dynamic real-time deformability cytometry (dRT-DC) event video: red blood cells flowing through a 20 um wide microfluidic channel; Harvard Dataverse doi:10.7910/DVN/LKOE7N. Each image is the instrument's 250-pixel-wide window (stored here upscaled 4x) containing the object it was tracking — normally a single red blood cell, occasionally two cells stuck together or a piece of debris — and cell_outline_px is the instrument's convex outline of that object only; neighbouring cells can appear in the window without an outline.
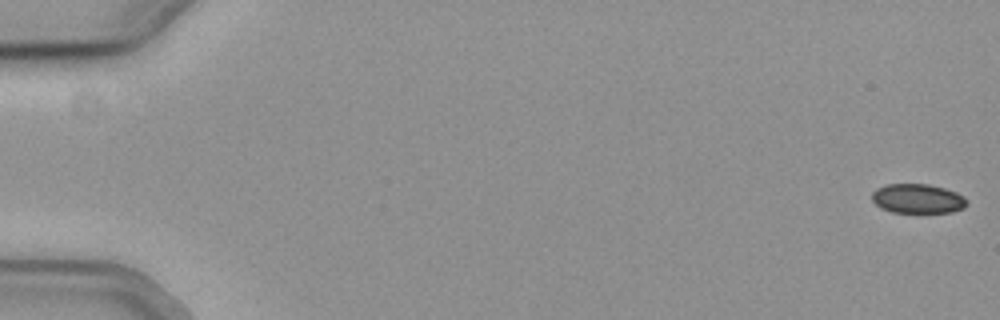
{"species": "common noctule bat (a hibernating species)", "species_latin": "Nyctalus noctula", "temperature_condition": "cold", "stored_images_in_passage": 56, "camera_frame_rate_fps": 3000, "um_per_image_px": 0.085, "animal": {"sex": "female", "body_mass_g": 19.3, "forearm_length_mm": 54.1}, "frame": {"image": 1, "passage_image": 1, "time_ms": 0.0, "image_size_px": [1000, 320], "cell_outline_px": [[968, 204], [964, 208], [952, 212], [892, 212], [880, 208], [872, 200], [872, 192], [876, 188], [888, 184], [928, 184], [944, 188], [956, 192], [964, 196], [968, 200]], "centroid_in_image_um": [78.02, 16.88], "position_along_channel_um": 7.0, "area_um2": 16.36}}
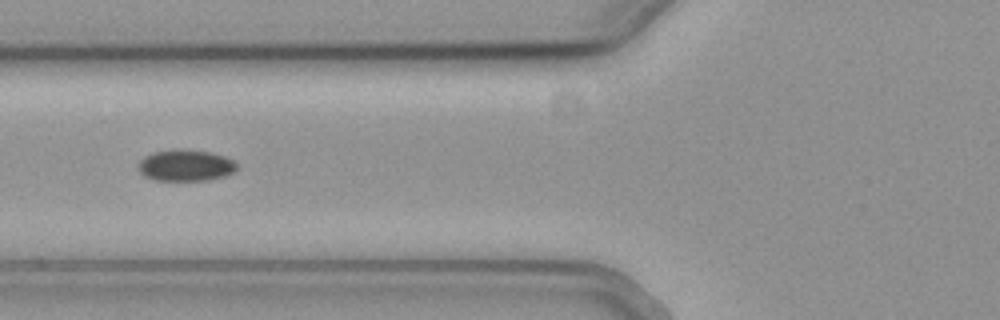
{"frame": {"image": 2, "passage_image": 23, "time_ms": 7.333, "image_size_px": [1000, 320], "cell_outline_px": [[236, 168], [232, 172], [224, 176], [208, 180], [152, 180], [144, 176], [136, 168], [136, 164], [144, 156], [152, 152], [212, 152], [224, 156], [232, 160], [236, 164]], "centroid_in_image_um": [15.72, 14.11], "position_along_channel_um": 110.1, "area_um2": 17.4}}
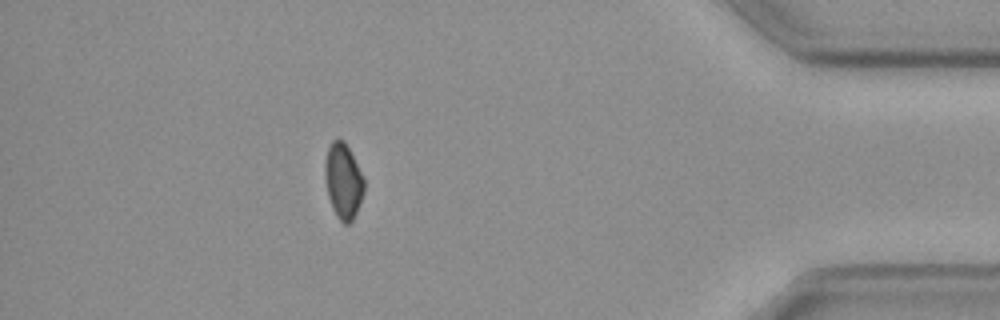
{"frame": {"image": 3, "passage_image": 50, "time_ms": 16.333, "image_size_px": [1000, 320], "cell_outline_px": [[364, 192], [360, 204], [352, 220], [348, 224], [344, 224], [336, 216], [332, 208], [328, 196], [324, 176], [324, 164], [328, 148], [332, 140], [344, 140], [364, 176]], "centroid_in_image_um": [29.17, 15.39], "position_along_channel_um": 406.0, "area_um2": 17.28}, "authors_computed_cell_mechanics": {"area_um2": 17.629, "velocity_mm_per_s": 3.8066, "shape_relaxation_time_tau1_ms": 11.0768, "shape_relaxation_time_tau2_ms": null, "deformation_change_tau1": 0.1059, "deformation_change_tau2": null}}